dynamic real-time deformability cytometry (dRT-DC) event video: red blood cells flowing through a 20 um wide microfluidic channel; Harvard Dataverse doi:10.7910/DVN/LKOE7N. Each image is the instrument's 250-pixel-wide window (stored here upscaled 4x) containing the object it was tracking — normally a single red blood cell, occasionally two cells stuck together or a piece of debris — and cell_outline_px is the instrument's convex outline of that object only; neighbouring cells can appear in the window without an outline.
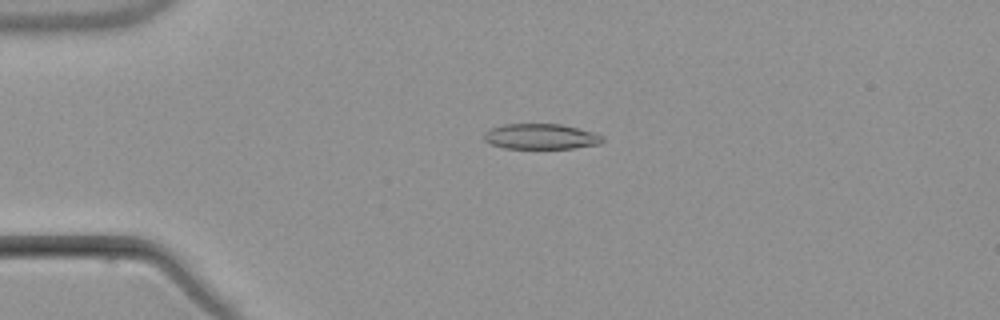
{"species": "common noctule bat (a hibernating species)", "species_latin": "Nyctalus noctula", "temperature_condition": "warm", "stored_images_in_passage": 3, "camera_frame_rate_fps": 3000, "um_per_image_px": 0.085, "animal": {"sex": "male", "body_mass_g": 21.5, "forearm_length_mm": 52.0}, "frame": {"image": 1, "passage_image": 2, "time_ms": 1.0, "image_size_px": [1000, 320], "cell_outline_px": [[604, 140], [600, 144], [572, 148], [504, 148], [492, 144], [484, 140], [484, 132], [488, 128], [504, 124], [560, 124], [592, 132], [604, 136]], "centroid_in_image_um": [45.94, 11.6], "position_along_channel_um": 39.1, "area_um2": 17.51}}